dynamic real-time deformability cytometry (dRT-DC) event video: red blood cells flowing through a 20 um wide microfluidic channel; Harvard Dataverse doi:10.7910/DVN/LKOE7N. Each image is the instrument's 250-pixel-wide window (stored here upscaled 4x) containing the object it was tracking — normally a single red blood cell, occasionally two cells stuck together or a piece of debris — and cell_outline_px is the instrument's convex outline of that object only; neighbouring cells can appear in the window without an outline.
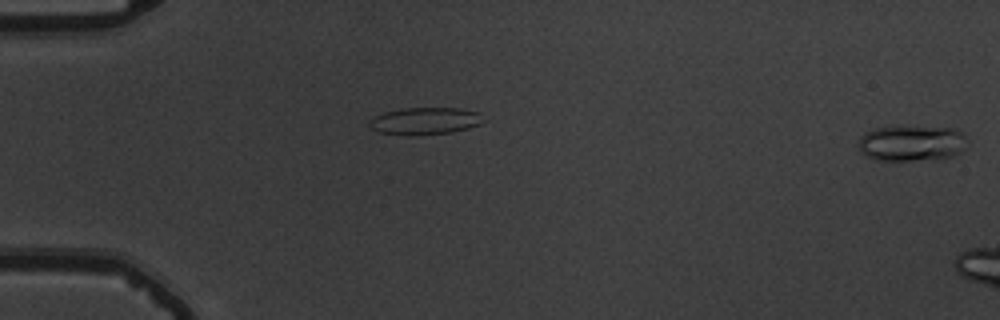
{"species": "common noctule bat (a hibernating species)", "species_latin": "Nyctalus noctula", "temperature_condition": "warm", "stored_images_in_passage": 7, "camera_frame_rate_fps": 3000, "um_per_image_px": 0.085, "animal": {"sex": "male", "body_mass_g": 19.5, "forearm_length_mm": 54.6}, "frame": {"image": 1, "passage_image": 1, "time_ms": 0.0, "image_size_px": [1000, 320], "cell_outline_px": [[964, 148], [960, 152], [952, 156], [940, 160], [876, 160], [860, 152], [860, 136], [864, 132], [876, 128], [900, 124], [952, 128], [960, 132], [964, 136]], "centroid_in_image_um": [77.46, 12.14], "position_along_channel_um": 7.5, "area_um2": 23.24}}